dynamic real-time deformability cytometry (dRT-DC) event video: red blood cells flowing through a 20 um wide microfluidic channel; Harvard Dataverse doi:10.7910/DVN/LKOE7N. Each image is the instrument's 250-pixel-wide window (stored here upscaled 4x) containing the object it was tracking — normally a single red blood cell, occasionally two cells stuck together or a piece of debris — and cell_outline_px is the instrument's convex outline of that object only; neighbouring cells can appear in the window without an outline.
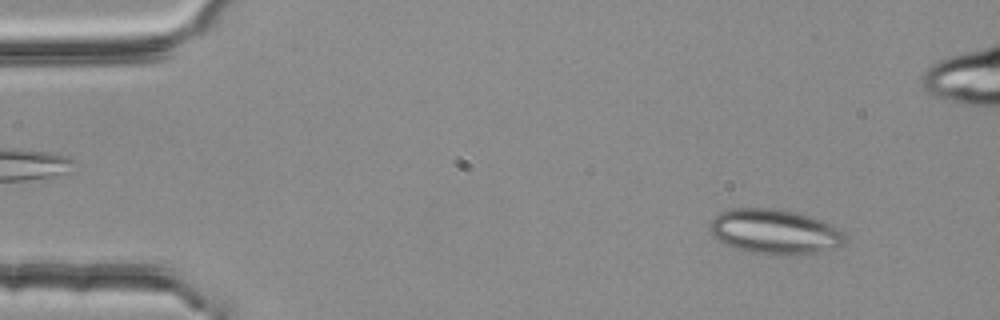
{"species": "common noctule bat (a hibernating species)", "species_latin": "Nyctalus noctula", "temperature_condition": "room temperature", "stored_images_in_passage": 49, "camera_frame_rate_fps": 3000, "um_per_image_px": 0.085, "animal": {"sex": "female", "body_mass_g": 25.1}, "frame": {"image": 1, "passage_image": 1, "time_ms": 0.0, "image_size_px": [1000, 320], "cell_outline_px": [[844, 244], [840, 248], [804, 256], [784, 256], [748, 252], [724, 244], [708, 228], [712, 220], [720, 212], [732, 208], [776, 208], [796, 212], [832, 224], [844, 232]], "centroid_in_image_um": [65.92, 19.72], "position_along_channel_um": 19.1, "area_um2": 35.89}}
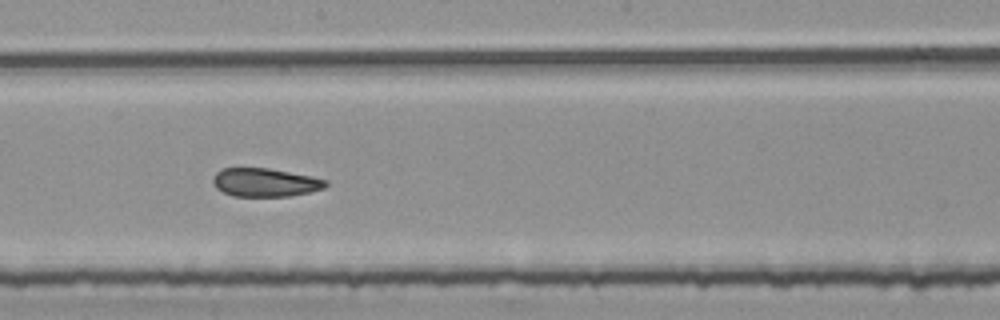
{"frame": {"image": 2, "passage_image": 25, "time_ms": 8.0, "image_size_px": [1000, 320], "cell_outline_px": [[328, 184], [324, 188], [308, 192], [288, 196], [232, 196], [216, 188], [212, 180], [216, 172], [224, 168], [268, 168], [312, 176], [328, 180]], "centroid_in_image_um": [22.54, 15.5], "position_along_channel_um": 225.7, "area_um2": 18.61}}
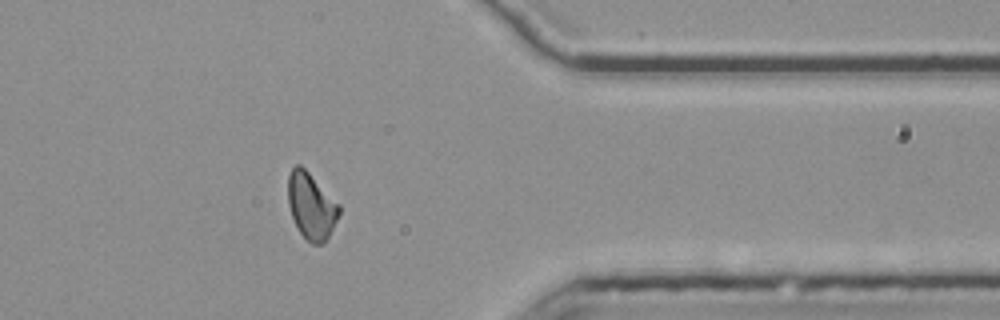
{"frame": {"image": 3, "passage_image": 39, "time_ms": 12.667, "image_size_px": [1000, 320], "cell_outline_px": [[340, 212], [324, 244], [312, 244], [300, 232], [292, 216], [288, 204], [288, 176], [292, 168], [296, 164], [300, 164], [340, 204]], "centroid_in_image_um": [26.45, 17.49], "position_along_channel_um": 384.9, "area_um2": 19.48}, "authors_computed_cell_mechanics": {"area_um2": 19.652, "velocity_mm_per_s": 3.7642, "shape_relaxation_time_tau1_ms": null, "shape_relaxation_time_tau2_ms": 2.2413, "deformation_change_tau1": null, "deformation_change_tau2": 0.099}}